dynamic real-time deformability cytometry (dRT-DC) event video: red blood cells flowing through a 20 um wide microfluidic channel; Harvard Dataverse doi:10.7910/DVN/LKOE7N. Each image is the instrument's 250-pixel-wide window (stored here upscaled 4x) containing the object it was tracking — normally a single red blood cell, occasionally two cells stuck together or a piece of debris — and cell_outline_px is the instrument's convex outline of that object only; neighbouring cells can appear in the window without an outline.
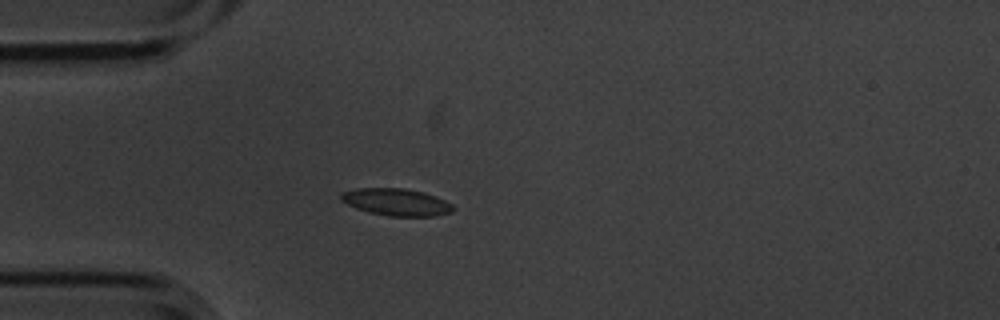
{"species": "common noctule bat (a hibernating species)", "species_latin": "Nyctalus noctula", "temperature_condition": "cold", "stored_images_in_passage": 2, "camera_frame_rate_fps": 3000, "um_per_image_px": 0.085, "animal": {"sex": "male", "body_mass_g": 20.1, "forearm_length_mm": 53.5}, "frame": {"image": 1, "passage_image": 2, "time_ms": 0.333, "image_size_px": [1000, 320], "cell_outline_px": [[456, 208], [452, 212], [436, 216], [388, 216], [368, 212], [356, 208], [340, 200], [340, 192], [356, 188], [404, 188], [424, 192], [436, 196], [452, 204]], "centroid_in_image_um": [33.69, 17.17], "position_along_channel_um": 51.3, "area_um2": 17.92}}